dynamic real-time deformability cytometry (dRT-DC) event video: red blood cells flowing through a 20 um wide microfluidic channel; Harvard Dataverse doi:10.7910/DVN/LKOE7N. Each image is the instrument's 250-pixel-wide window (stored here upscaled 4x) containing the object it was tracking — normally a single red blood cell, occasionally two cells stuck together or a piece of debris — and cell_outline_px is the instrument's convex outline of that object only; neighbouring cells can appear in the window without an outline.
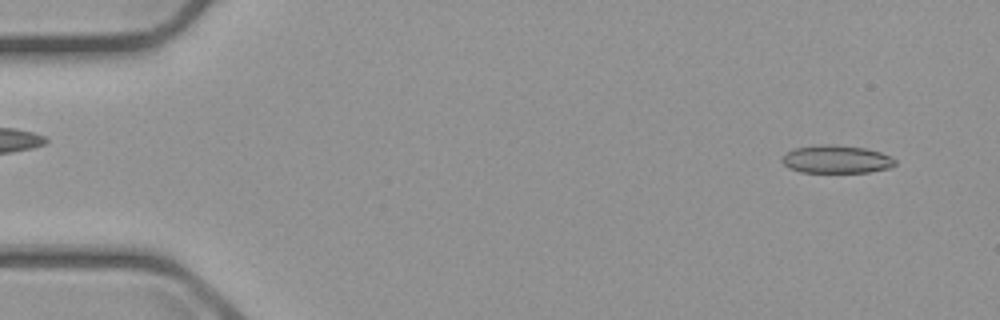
{"species": "common noctule bat (a hibernating species)", "species_latin": "Nyctalus noctula", "temperature_condition": "cold", "stored_images_in_passage": 3, "camera_frame_rate_fps": 3000, "um_per_image_px": 0.085, "animal": {"sex": "male", "body_mass_g": 23.1, "forearm_length_mm": 52.7}, "frame": {"image": 1, "passage_image": 3, "time_ms": 3.667, "image_size_px": [1000, 320], "cell_outline_px": [[896, 164], [888, 168], [868, 172], [800, 172], [788, 168], [780, 160], [792, 148], [820, 144], [832, 144], [864, 148], [880, 152], [892, 156], [896, 160]], "centroid_in_image_um": [71.08, 13.53], "position_along_channel_um": 13.9, "area_um2": 18.5}}